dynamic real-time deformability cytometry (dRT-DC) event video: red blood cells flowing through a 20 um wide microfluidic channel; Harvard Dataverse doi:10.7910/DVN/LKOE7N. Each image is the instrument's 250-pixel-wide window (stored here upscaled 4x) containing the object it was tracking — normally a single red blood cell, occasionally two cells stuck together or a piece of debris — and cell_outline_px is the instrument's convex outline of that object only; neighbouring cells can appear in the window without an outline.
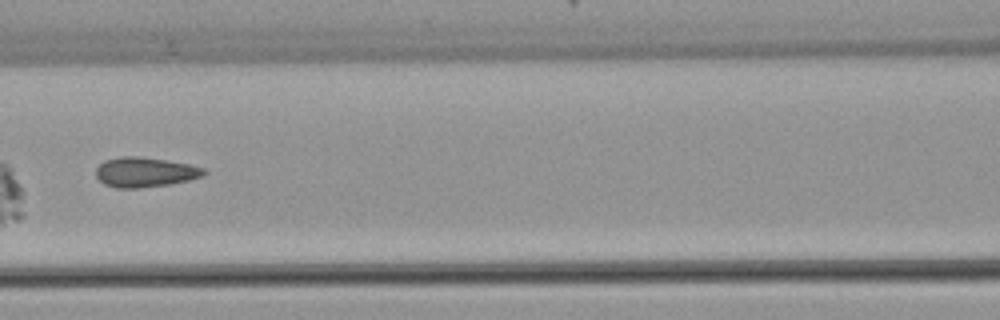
{"species": "common noctule bat (a hibernating species)", "species_latin": "Nyctalus noctula", "temperature_condition": "warm", "stored_images_in_passage": 6, "camera_frame_rate_fps": 3000, "um_per_image_px": 0.085, "animal": {"sex": "female", "body_mass_g": 22.7, "forearm_length_mm": 54.2}, "frame": {"image": 1, "passage_image": 6, "time_ms": 6.0, "image_size_px": [1000, 320], "cell_outline_px": [[208, 172], [204, 176], [188, 180], [168, 184], [140, 188], [116, 188], [104, 184], [96, 176], [96, 168], [104, 160], [120, 156], [140, 156], [188, 164], [204, 168]], "centroid_in_image_um": [12.31, 14.63], "position_along_channel_um": 154.3, "area_um2": 18.79}}